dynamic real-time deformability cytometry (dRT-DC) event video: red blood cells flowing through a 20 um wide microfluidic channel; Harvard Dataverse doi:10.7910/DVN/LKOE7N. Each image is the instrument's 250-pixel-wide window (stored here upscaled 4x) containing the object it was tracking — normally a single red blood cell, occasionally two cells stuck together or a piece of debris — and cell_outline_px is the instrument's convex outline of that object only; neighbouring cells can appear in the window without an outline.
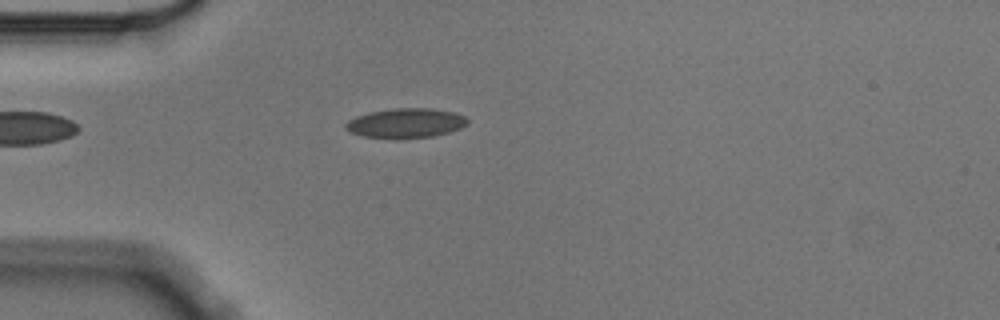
{"species": "Egyptian fruit bat (a non-hibernating species)", "species_latin": "Rousettus aegyptiacus", "temperature_condition": "cold", "stored_images_in_passage": 1, "camera_frame_rate_fps": 3000, "um_per_image_px": 0.085, "animal": {"sex": "male"}, "frame": {"image": 1, "passage_image": 1, "time_ms": 0.0, "image_size_px": [1000, 320], "cell_outline_px": [[468, 124], [460, 128], [448, 132], [432, 136], [360, 136], [344, 128], [344, 124], [348, 120], [356, 116], [368, 112], [392, 108], [432, 108], [452, 112], [464, 116], [468, 120]], "centroid_in_image_um": [34.48, 10.42], "position_along_channel_um": 50.5, "area_um2": 20.35}}